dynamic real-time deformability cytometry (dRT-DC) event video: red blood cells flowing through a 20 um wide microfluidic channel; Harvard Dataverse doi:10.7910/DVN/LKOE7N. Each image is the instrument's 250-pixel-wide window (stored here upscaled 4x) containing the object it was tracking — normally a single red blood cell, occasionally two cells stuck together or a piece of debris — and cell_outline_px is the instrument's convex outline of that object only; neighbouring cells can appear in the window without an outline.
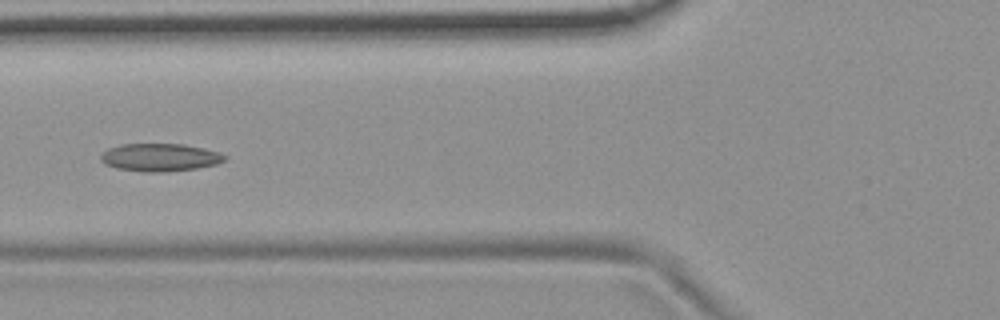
{"species": "common noctule bat (a hibernating species)", "species_latin": "Nyctalus noctula", "temperature_condition": "room temperature", "stored_images_in_passage": 42, "camera_frame_rate_fps": 3000, "um_per_image_px": 0.085, "animal": {"sex": "female", "body_mass_g": 19.9}, "frame": {"image": 1, "passage_image": 9, "time_ms": 2.667, "image_size_px": [1000, 320], "cell_outline_px": [[228, 156], [224, 160], [216, 164], [196, 168], [164, 172], [144, 172], [116, 168], [104, 164], [100, 160], [100, 156], [108, 148], [120, 144], [184, 144], [204, 148], [220, 152]], "centroid_in_image_um": [13.59, 13.37], "position_along_channel_um": 112.2, "area_um2": 20.17}}
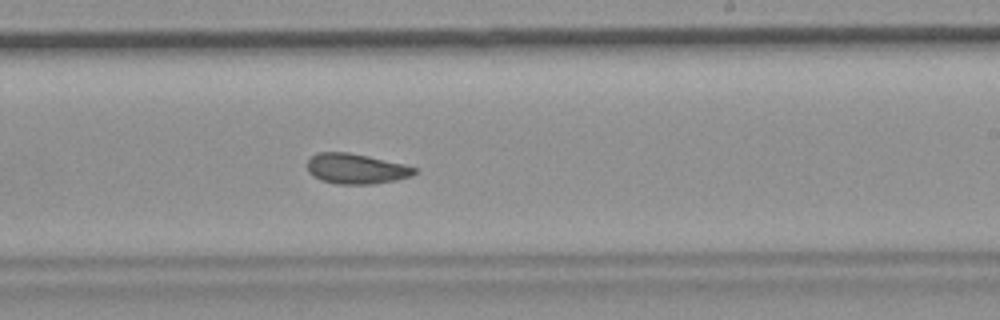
{"frame": {"image": 2, "passage_image": 21, "time_ms": 6.667, "image_size_px": [1000, 320], "cell_outline_px": [[416, 172], [412, 176], [396, 180], [372, 184], [336, 184], [320, 180], [312, 176], [308, 172], [308, 160], [316, 152], [348, 152], [368, 156], [404, 164], [416, 168]], "centroid_in_image_um": [30.25, 14.34], "position_along_channel_um": 258.8, "area_um2": 18.96}}
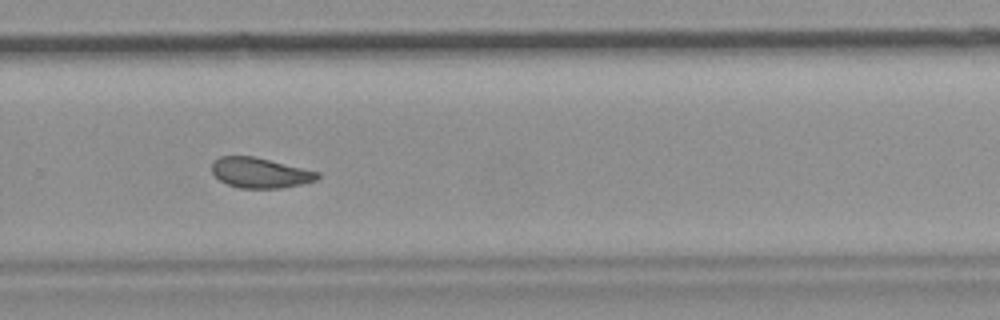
{"frame": {"image": 3, "passage_image": 25, "time_ms": 8.0, "image_size_px": [1000, 320], "cell_outline_px": [[320, 176], [316, 180], [304, 184], [280, 188], [240, 188], [228, 184], [220, 180], [212, 172], [212, 160], [220, 156], [252, 156], [320, 172]], "centroid_in_image_um": [22.1, 14.69], "position_along_channel_um": 307.7, "area_um2": 18.55}, "authors_computed_cell_mechanics": {"area_um2": 19.2474, "velocity_mm_per_s": 3.6702, "shape_relaxation_time_tau1_ms": null, "shape_relaxation_time_tau2_ms": 3.2195, "deformation_change_tau1": null, "deformation_change_tau2": 0.0877}}